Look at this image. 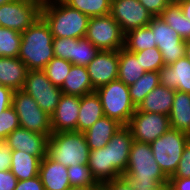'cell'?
I'll use <instances>...</instances> for the list:
<instances>
[{"mask_svg": "<svg viewBox=\"0 0 190 190\" xmlns=\"http://www.w3.org/2000/svg\"><path fill=\"white\" fill-rule=\"evenodd\" d=\"M153 47L157 45L149 25L132 29L125 34L124 48L129 52H140Z\"/></svg>", "mask_w": 190, "mask_h": 190, "instance_id": "f546056e", "label": "cell"}, {"mask_svg": "<svg viewBox=\"0 0 190 190\" xmlns=\"http://www.w3.org/2000/svg\"><path fill=\"white\" fill-rule=\"evenodd\" d=\"M18 127L19 118L12 106L0 113V140H5Z\"/></svg>", "mask_w": 190, "mask_h": 190, "instance_id": "74e56055", "label": "cell"}, {"mask_svg": "<svg viewBox=\"0 0 190 190\" xmlns=\"http://www.w3.org/2000/svg\"><path fill=\"white\" fill-rule=\"evenodd\" d=\"M110 15L125 34L132 29L147 26L153 18L139 0H112Z\"/></svg>", "mask_w": 190, "mask_h": 190, "instance_id": "4fadbf2b", "label": "cell"}, {"mask_svg": "<svg viewBox=\"0 0 190 190\" xmlns=\"http://www.w3.org/2000/svg\"><path fill=\"white\" fill-rule=\"evenodd\" d=\"M54 57L66 59L73 64V56L75 51L74 38H53Z\"/></svg>", "mask_w": 190, "mask_h": 190, "instance_id": "f35d334b", "label": "cell"}, {"mask_svg": "<svg viewBox=\"0 0 190 190\" xmlns=\"http://www.w3.org/2000/svg\"><path fill=\"white\" fill-rule=\"evenodd\" d=\"M169 120L172 129L190 135V94L175 90Z\"/></svg>", "mask_w": 190, "mask_h": 190, "instance_id": "484cf974", "label": "cell"}, {"mask_svg": "<svg viewBox=\"0 0 190 190\" xmlns=\"http://www.w3.org/2000/svg\"><path fill=\"white\" fill-rule=\"evenodd\" d=\"M39 176L44 190H68L71 187L67 167L48 155L40 161Z\"/></svg>", "mask_w": 190, "mask_h": 190, "instance_id": "d6986e66", "label": "cell"}, {"mask_svg": "<svg viewBox=\"0 0 190 190\" xmlns=\"http://www.w3.org/2000/svg\"><path fill=\"white\" fill-rule=\"evenodd\" d=\"M12 150L4 140L0 141V171L10 170Z\"/></svg>", "mask_w": 190, "mask_h": 190, "instance_id": "b9f144b4", "label": "cell"}, {"mask_svg": "<svg viewBox=\"0 0 190 190\" xmlns=\"http://www.w3.org/2000/svg\"><path fill=\"white\" fill-rule=\"evenodd\" d=\"M103 116V107L96 91L83 95L80 97L77 131L84 133Z\"/></svg>", "mask_w": 190, "mask_h": 190, "instance_id": "603a6c76", "label": "cell"}, {"mask_svg": "<svg viewBox=\"0 0 190 190\" xmlns=\"http://www.w3.org/2000/svg\"><path fill=\"white\" fill-rule=\"evenodd\" d=\"M102 187L105 190H133L131 182L123 176L104 183Z\"/></svg>", "mask_w": 190, "mask_h": 190, "instance_id": "ee69618b", "label": "cell"}, {"mask_svg": "<svg viewBox=\"0 0 190 190\" xmlns=\"http://www.w3.org/2000/svg\"><path fill=\"white\" fill-rule=\"evenodd\" d=\"M53 38L49 25L41 16L21 33L18 58L25 63L28 71L43 70L54 58Z\"/></svg>", "mask_w": 190, "mask_h": 190, "instance_id": "7a4b0ae2", "label": "cell"}, {"mask_svg": "<svg viewBox=\"0 0 190 190\" xmlns=\"http://www.w3.org/2000/svg\"><path fill=\"white\" fill-rule=\"evenodd\" d=\"M28 69L18 57H0V84L13 91L22 90Z\"/></svg>", "mask_w": 190, "mask_h": 190, "instance_id": "44dd1931", "label": "cell"}, {"mask_svg": "<svg viewBox=\"0 0 190 190\" xmlns=\"http://www.w3.org/2000/svg\"><path fill=\"white\" fill-rule=\"evenodd\" d=\"M99 51L86 37L75 39L73 64L86 67Z\"/></svg>", "mask_w": 190, "mask_h": 190, "instance_id": "d590c367", "label": "cell"}, {"mask_svg": "<svg viewBox=\"0 0 190 190\" xmlns=\"http://www.w3.org/2000/svg\"><path fill=\"white\" fill-rule=\"evenodd\" d=\"M88 167L92 172L96 181L103 185L104 183L122 177L112 166L109 164L108 144L100 149L90 150Z\"/></svg>", "mask_w": 190, "mask_h": 190, "instance_id": "cb8c5ba5", "label": "cell"}, {"mask_svg": "<svg viewBox=\"0 0 190 190\" xmlns=\"http://www.w3.org/2000/svg\"><path fill=\"white\" fill-rule=\"evenodd\" d=\"M18 179L10 170L0 171V190H14Z\"/></svg>", "mask_w": 190, "mask_h": 190, "instance_id": "f6af8a7d", "label": "cell"}, {"mask_svg": "<svg viewBox=\"0 0 190 190\" xmlns=\"http://www.w3.org/2000/svg\"><path fill=\"white\" fill-rule=\"evenodd\" d=\"M139 2L153 15L159 16L171 3V0H139Z\"/></svg>", "mask_w": 190, "mask_h": 190, "instance_id": "60d3db41", "label": "cell"}, {"mask_svg": "<svg viewBox=\"0 0 190 190\" xmlns=\"http://www.w3.org/2000/svg\"><path fill=\"white\" fill-rule=\"evenodd\" d=\"M41 17L49 25L53 37L80 39L86 36L89 17L62 0H43Z\"/></svg>", "mask_w": 190, "mask_h": 190, "instance_id": "3957f363", "label": "cell"}, {"mask_svg": "<svg viewBox=\"0 0 190 190\" xmlns=\"http://www.w3.org/2000/svg\"><path fill=\"white\" fill-rule=\"evenodd\" d=\"M22 90L30 95L38 106L50 116L63 94L60 87L53 85L46 77L43 70L28 71Z\"/></svg>", "mask_w": 190, "mask_h": 190, "instance_id": "30bf717a", "label": "cell"}, {"mask_svg": "<svg viewBox=\"0 0 190 190\" xmlns=\"http://www.w3.org/2000/svg\"><path fill=\"white\" fill-rule=\"evenodd\" d=\"M148 25L153 31V38L162 54L164 65H170L184 57L186 41L177 31L168 26L159 16H153Z\"/></svg>", "mask_w": 190, "mask_h": 190, "instance_id": "7c38bea8", "label": "cell"}, {"mask_svg": "<svg viewBox=\"0 0 190 190\" xmlns=\"http://www.w3.org/2000/svg\"><path fill=\"white\" fill-rule=\"evenodd\" d=\"M85 37L100 51L120 50L125 42V33L110 14L89 18Z\"/></svg>", "mask_w": 190, "mask_h": 190, "instance_id": "ba28073f", "label": "cell"}, {"mask_svg": "<svg viewBox=\"0 0 190 190\" xmlns=\"http://www.w3.org/2000/svg\"><path fill=\"white\" fill-rule=\"evenodd\" d=\"M123 177L140 189H153L161 184H168L169 180L156 162L150 143L136 140L131 145Z\"/></svg>", "mask_w": 190, "mask_h": 190, "instance_id": "6da1fadb", "label": "cell"}, {"mask_svg": "<svg viewBox=\"0 0 190 190\" xmlns=\"http://www.w3.org/2000/svg\"><path fill=\"white\" fill-rule=\"evenodd\" d=\"M189 139L190 135L170 128L150 143L156 162L168 178L176 171Z\"/></svg>", "mask_w": 190, "mask_h": 190, "instance_id": "8992f818", "label": "cell"}, {"mask_svg": "<svg viewBox=\"0 0 190 190\" xmlns=\"http://www.w3.org/2000/svg\"><path fill=\"white\" fill-rule=\"evenodd\" d=\"M40 161L25 151L12 150L10 171L18 180H27L39 175Z\"/></svg>", "mask_w": 190, "mask_h": 190, "instance_id": "4316f807", "label": "cell"}, {"mask_svg": "<svg viewBox=\"0 0 190 190\" xmlns=\"http://www.w3.org/2000/svg\"><path fill=\"white\" fill-rule=\"evenodd\" d=\"M80 96L62 94L55 111L51 114L53 133L77 131Z\"/></svg>", "mask_w": 190, "mask_h": 190, "instance_id": "2e32d148", "label": "cell"}, {"mask_svg": "<svg viewBox=\"0 0 190 190\" xmlns=\"http://www.w3.org/2000/svg\"><path fill=\"white\" fill-rule=\"evenodd\" d=\"M60 89L63 94L80 97L95 91L90 81L87 67L74 64H72Z\"/></svg>", "mask_w": 190, "mask_h": 190, "instance_id": "d4e9b609", "label": "cell"}, {"mask_svg": "<svg viewBox=\"0 0 190 190\" xmlns=\"http://www.w3.org/2000/svg\"><path fill=\"white\" fill-rule=\"evenodd\" d=\"M160 85L158 72H145L135 83L129 85L131 100L136 108L143 102L145 96Z\"/></svg>", "mask_w": 190, "mask_h": 190, "instance_id": "4dcf8cb0", "label": "cell"}, {"mask_svg": "<svg viewBox=\"0 0 190 190\" xmlns=\"http://www.w3.org/2000/svg\"><path fill=\"white\" fill-rule=\"evenodd\" d=\"M43 0H12L0 6L2 27L24 32L40 16Z\"/></svg>", "mask_w": 190, "mask_h": 190, "instance_id": "9c48e42d", "label": "cell"}, {"mask_svg": "<svg viewBox=\"0 0 190 190\" xmlns=\"http://www.w3.org/2000/svg\"><path fill=\"white\" fill-rule=\"evenodd\" d=\"M14 190H44V186L38 175L27 180H18Z\"/></svg>", "mask_w": 190, "mask_h": 190, "instance_id": "7bdbcfd3", "label": "cell"}, {"mask_svg": "<svg viewBox=\"0 0 190 190\" xmlns=\"http://www.w3.org/2000/svg\"><path fill=\"white\" fill-rule=\"evenodd\" d=\"M169 190H190V178H169Z\"/></svg>", "mask_w": 190, "mask_h": 190, "instance_id": "7dc6e473", "label": "cell"}, {"mask_svg": "<svg viewBox=\"0 0 190 190\" xmlns=\"http://www.w3.org/2000/svg\"><path fill=\"white\" fill-rule=\"evenodd\" d=\"M184 56L190 61V40H186Z\"/></svg>", "mask_w": 190, "mask_h": 190, "instance_id": "816d5d0a", "label": "cell"}, {"mask_svg": "<svg viewBox=\"0 0 190 190\" xmlns=\"http://www.w3.org/2000/svg\"><path fill=\"white\" fill-rule=\"evenodd\" d=\"M174 96V89L159 85L145 96L143 102L139 105L137 110L169 116Z\"/></svg>", "mask_w": 190, "mask_h": 190, "instance_id": "7402d4cb", "label": "cell"}, {"mask_svg": "<svg viewBox=\"0 0 190 190\" xmlns=\"http://www.w3.org/2000/svg\"><path fill=\"white\" fill-rule=\"evenodd\" d=\"M72 63L66 59L54 57L44 67L46 77L55 86L61 87L71 69Z\"/></svg>", "mask_w": 190, "mask_h": 190, "instance_id": "e575fe53", "label": "cell"}, {"mask_svg": "<svg viewBox=\"0 0 190 190\" xmlns=\"http://www.w3.org/2000/svg\"><path fill=\"white\" fill-rule=\"evenodd\" d=\"M68 178L71 187H94L102 186L94 178L88 164H76L67 167Z\"/></svg>", "mask_w": 190, "mask_h": 190, "instance_id": "836d02e7", "label": "cell"}, {"mask_svg": "<svg viewBox=\"0 0 190 190\" xmlns=\"http://www.w3.org/2000/svg\"><path fill=\"white\" fill-rule=\"evenodd\" d=\"M95 91L100 98L104 115L127 125L137 109L131 100L128 85L116 79Z\"/></svg>", "mask_w": 190, "mask_h": 190, "instance_id": "5b68a950", "label": "cell"}, {"mask_svg": "<svg viewBox=\"0 0 190 190\" xmlns=\"http://www.w3.org/2000/svg\"><path fill=\"white\" fill-rule=\"evenodd\" d=\"M12 107L19 118L20 127L36 133L51 136V116L43 111L37 102L23 90L14 91Z\"/></svg>", "mask_w": 190, "mask_h": 190, "instance_id": "52a82bcc", "label": "cell"}, {"mask_svg": "<svg viewBox=\"0 0 190 190\" xmlns=\"http://www.w3.org/2000/svg\"><path fill=\"white\" fill-rule=\"evenodd\" d=\"M12 0H0V6L2 5V4H5V3H8V2H11Z\"/></svg>", "mask_w": 190, "mask_h": 190, "instance_id": "f5cc1de1", "label": "cell"}, {"mask_svg": "<svg viewBox=\"0 0 190 190\" xmlns=\"http://www.w3.org/2000/svg\"><path fill=\"white\" fill-rule=\"evenodd\" d=\"M89 153L83 132H57L52 133L48 139L47 155L66 167L88 164Z\"/></svg>", "mask_w": 190, "mask_h": 190, "instance_id": "277c9868", "label": "cell"}, {"mask_svg": "<svg viewBox=\"0 0 190 190\" xmlns=\"http://www.w3.org/2000/svg\"><path fill=\"white\" fill-rule=\"evenodd\" d=\"M123 125L117 120L103 116L84 132L90 150L105 147Z\"/></svg>", "mask_w": 190, "mask_h": 190, "instance_id": "ffe728a7", "label": "cell"}, {"mask_svg": "<svg viewBox=\"0 0 190 190\" xmlns=\"http://www.w3.org/2000/svg\"><path fill=\"white\" fill-rule=\"evenodd\" d=\"M140 60L145 72H158L164 66L163 57L157 47L147 48L140 52H132Z\"/></svg>", "mask_w": 190, "mask_h": 190, "instance_id": "8d00e7d4", "label": "cell"}, {"mask_svg": "<svg viewBox=\"0 0 190 190\" xmlns=\"http://www.w3.org/2000/svg\"><path fill=\"white\" fill-rule=\"evenodd\" d=\"M169 178H190V139L186 143L176 171Z\"/></svg>", "mask_w": 190, "mask_h": 190, "instance_id": "ab89813d", "label": "cell"}, {"mask_svg": "<svg viewBox=\"0 0 190 190\" xmlns=\"http://www.w3.org/2000/svg\"><path fill=\"white\" fill-rule=\"evenodd\" d=\"M13 93L12 89L0 86V113L12 106Z\"/></svg>", "mask_w": 190, "mask_h": 190, "instance_id": "bcb514c9", "label": "cell"}, {"mask_svg": "<svg viewBox=\"0 0 190 190\" xmlns=\"http://www.w3.org/2000/svg\"><path fill=\"white\" fill-rule=\"evenodd\" d=\"M69 7L76 9L89 18L110 14L112 0H62Z\"/></svg>", "mask_w": 190, "mask_h": 190, "instance_id": "1f68e13d", "label": "cell"}, {"mask_svg": "<svg viewBox=\"0 0 190 190\" xmlns=\"http://www.w3.org/2000/svg\"><path fill=\"white\" fill-rule=\"evenodd\" d=\"M160 85L190 94V61L184 56L158 71Z\"/></svg>", "mask_w": 190, "mask_h": 190, "instance_id": "e0dca14e", "label": "cell"}, {"mask_svg": "<svg viewBox=\"0 0 190 190\" xmlns=\"http://www.w3.org/2000/svg\"><path fill=\"white\" fill-rule=\"evenodd\" d=\"M183 15L190 20V0H179Z\"/></svg>", "mask_w": 190, "mask_h": 190, "instance_id": "c3c4849f", "label": "cell"}, {"mask_svg": "<svg viewBox=\"0 0 190 190\" xmlns=\"http://www.w3.org/2000/svg\"><path fill=\"white\" fill-rule=\"evenodd\" d=\"M102 186H94V187H70L68 190H99Z\"/></svg>", "mask_w": 190, "mask_h": 190, "instance_id": "f907efd6", "label": "cell"}, {"mask_svg": "<svg viewBox=\"0 0 190 190\" xmlns=\"http://www.w3.org/2000/svg\"><path fill=\"white\" fill-rule=\"evenodd\" d=\"M133 190H169V185L168 184H161L153 189H140V188H137L136 186H133Z\"/></svg>", "mask_w": 190, "mask_h": 190, "instance_id": "681fc988", "label": "cell"}, {"mask_svg": "<svg viewBox=\"0 0 190 190\" xmlns=\"http://www.w3.org/2000/svg\"><path fill=\"white\" fill-rule=\"evenodd\" d=\"M119 50L99 51L86 66L93 88H97L116 80L118 77Z\"/></svg>", "mask_w": 190, "mask_h": 190, "instance_id": "5bb4252c", "label": "cell"}, {"mask_svg": "<svg viewBox=\"0 0 190 190\" xmlns=\"http://www.w3.org/2000/svg\"><path fill=\"white\" fill-rule=\"evenodd\" d=\"M145 70L136 55L124 47L119 50L118 77L126 85L135 83Z\"/></svg>", "mask_w": 190, "mask_h": 190, "instance_id": "83f0119b", "label": "cell"}, {"mask_svg": "<svg viewBox=\"0 0 190 190\" xmlns=\"http://www.w3.org/2000/svg\"><path fill=\"white\" fill-rule=\"evenodd\" d=\"M162 20L178 32L183 40H190V20L186 18L178 2H172L159 15Z\"/></svg>", "mask_w": 190, "mask_h": 190, "instance_id": "f1b7e54d", "label": "cell"}, {"mask_svg": "<svg viewBox=\"0 0 190 190\" xmlns=\"http://www.w3.org/2000/svg\"><path fill=\"white\" fill-rule=\"evenodd\" d=\"M133 136L126 125H123L108 142L109 164L123 176L129 159Z\"/></svg>", "mask_w": 190, "mask_h": 190, "instance_id": "ac0fdd59", "label": "cell"}, {"mask_svg": "<svg viewBox=\"0 0 190 190\" xmlns=\"http://www.w3.org/2000/svg\"><path fill=\"white\" fill-rule=\"evenodd\" d=\"M49 137L18 127L4 140L11 150L25 151L42 160L47 155Z\"/></svg>", "mask_w": 190, "mask_h": 190, "instance_id": "9a60e30c", "label": "cell"}, {"mask_svg": "<svg viewBox=\"0 0 190 190\" xmlns=\"http://www.w3.org/2000/svg\"><path fill=\"white\" fill-rule=\"evenodd\" d=\"M20 44V32L0 27V57H18Z\"/></svg>", "mask_w": 190, "mask_h": 190, "instance_id": "d6a6232c", "label": "cell"}, {"mask_svg": "<svg viewBox=\"0 0 190 190\" xmlns=\"http://www.w3.org/2000/svg\"><path fill=\"white\" fill-rule=\"evenodd\" d=\"M126 126L133 140L144 143L153 142L171 128L168 115L148 113L137 109Z\"/></svg>", "mask_w": 190, "mask_h": 190, "instance_id": "8fae6325", "label": "cell"}]
</instances>
